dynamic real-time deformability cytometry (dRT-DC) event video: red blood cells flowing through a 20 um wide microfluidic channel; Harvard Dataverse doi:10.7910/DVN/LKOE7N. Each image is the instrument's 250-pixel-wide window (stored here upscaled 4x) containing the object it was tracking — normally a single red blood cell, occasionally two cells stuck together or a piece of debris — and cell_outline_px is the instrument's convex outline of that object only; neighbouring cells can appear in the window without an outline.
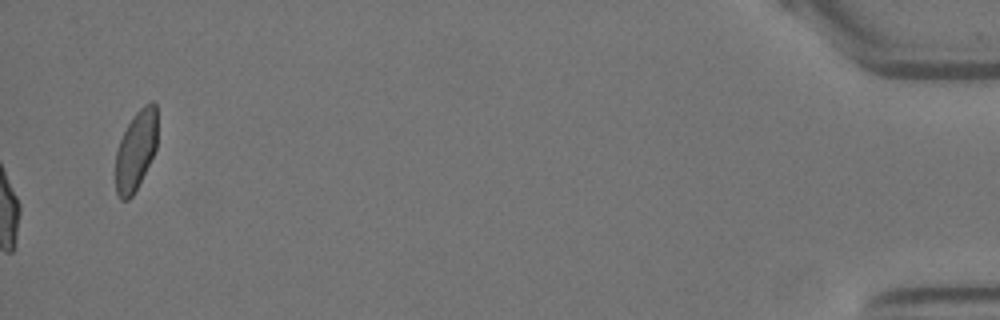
{"species": "Egyptian fruit bat (a non-hibernating species)", "species_latin": "Rousettus aegyptiacus", "temperature_condition": "warm", "stored_images_in_passage": 57, "camera_frame_rate_fps": 3000, "um_per_image_px": 0.085, "animal": {"sex": "female"}, "frame": {"image": 1, "passage_image": 57, "time_ms": 18.667, "image_size_px": [1000, 320], "cell_outline_px": [[156, 148], [132, 196], [128, 200], [120, 200], [116, 192], [116, 152], [120, 140], [128, 124], [136, 112], [144, 104], [152, 100], [156, 104]], "centroid_in_image_um": [11.54, 12.77], "position_along_channel_um": 423.7, "area_um2": 19.02}, "authors_computed_cell_mechanics": {"area_um2": 20.9236, "velocity_mm_per_s": 3.5219, "shape_relaxation_time_tau1_ms": 6.6651, "shape_relaxation_time_tau2_ms": 0.9335, "deformation_change_tau1": 0.1769, "deformation_change_tau2": 0.0568}}